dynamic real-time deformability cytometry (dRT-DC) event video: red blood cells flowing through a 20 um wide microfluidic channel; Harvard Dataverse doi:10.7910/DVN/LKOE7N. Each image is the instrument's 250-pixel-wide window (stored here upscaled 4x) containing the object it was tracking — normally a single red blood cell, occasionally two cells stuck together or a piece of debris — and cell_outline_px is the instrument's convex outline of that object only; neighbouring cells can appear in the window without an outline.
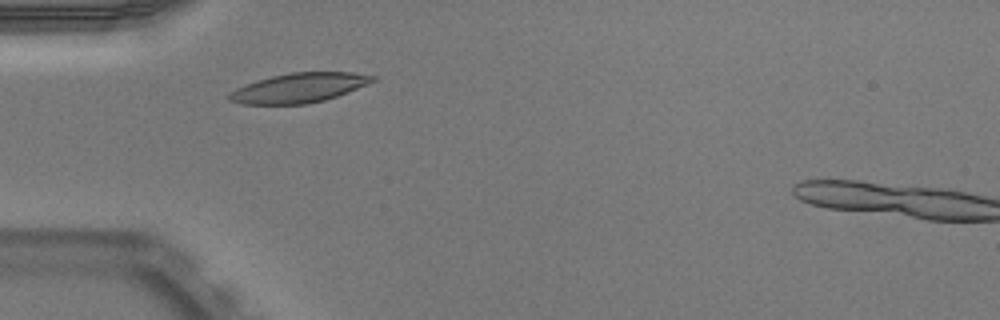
{"species": "Egyptian fruit bat (a non-hibernating species)", "species_latin": "Rousettus aegyptiacus", "temperature_condition": "warm", "stored_images_in_passage": 37, "camera_frame_rate_fps": 3000, "um_per_image_px": 0.085, "animal": {"sex": "male"}, "frame": {"image": 1, "passage_image": 1, "time_ms": 0.0, "image_size_px": [1000, 320], "cell_outline_px": [[376, 80], [368, 84], [336, 96], [324, 100], [308, 104], [240, 104], [228, 100], [228, 92], [236, 88], [272, 76], [292, 72], [352, 72], [376, 76]], "centroid_in_image_um": [25.41, 7.47], "position_along_channel_um": 59.6, "area_um2": 24.51}}